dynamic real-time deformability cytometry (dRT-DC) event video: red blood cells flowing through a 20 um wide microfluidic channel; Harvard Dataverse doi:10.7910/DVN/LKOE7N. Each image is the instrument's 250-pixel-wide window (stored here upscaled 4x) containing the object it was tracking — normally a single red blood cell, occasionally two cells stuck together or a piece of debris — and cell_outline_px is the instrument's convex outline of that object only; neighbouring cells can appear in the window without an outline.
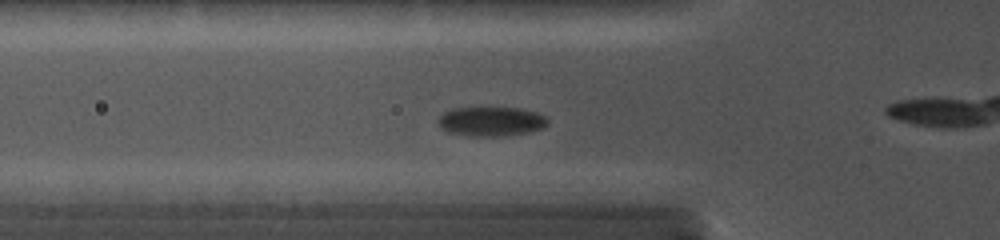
{"species": "common noctule bat (a hibernating species)", "species_latin": "Nyctalus noctula", "temperature_condition": "cold", "stored_images_in_passage": 21, "camera_frame_rate_fps": 5000, "um_per_image_px": 0.085, "animal": {"sex": "female", "body_mass_g": 19.0, "forearm_length_mm": 56.7}, "frame": {"image": 1, "passage_image": 7, "time_ms": 5.0, "image_size_px": [1000, 240], "cell_outline_px": [[548, 124], [544, 128], [528, 132], [508, 136], [468, 136], [448, 132], [440, 128], [440, 116], [444, 112], [456, 108], [520, 108], [536, 112], [544, 116], [548, 120]], "centroid_in_image_um": [41.78, 10.33], "position_along_channel_um": 84.0, "area_um2": 18.73}}
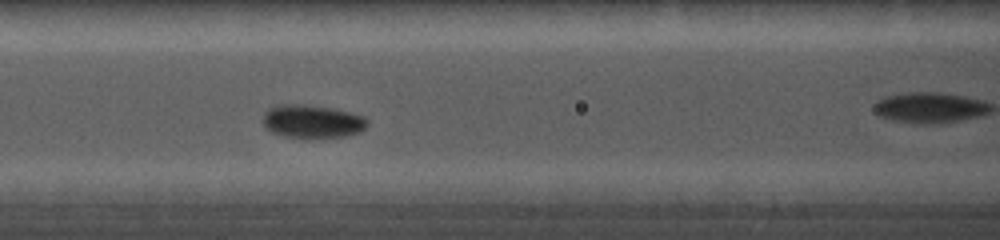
{"frame": {"image": 2, "passage_image": 10, "time_ms": 6.4, "image_size_px": [1000, 240], "cell_outline_px": [[368, 124], [360, 132], [344, 136], [312, 140], [304, 140], [284, 136], [272, 132], [264, 128], [264, 116], [272, 108], [296, 104], [328, 108], [360, 116], [368, 120]], "centroid_in_image_um": [26.55, 10.4], "position_along_channel_um": 140.1, "area_um2": 19.88}}